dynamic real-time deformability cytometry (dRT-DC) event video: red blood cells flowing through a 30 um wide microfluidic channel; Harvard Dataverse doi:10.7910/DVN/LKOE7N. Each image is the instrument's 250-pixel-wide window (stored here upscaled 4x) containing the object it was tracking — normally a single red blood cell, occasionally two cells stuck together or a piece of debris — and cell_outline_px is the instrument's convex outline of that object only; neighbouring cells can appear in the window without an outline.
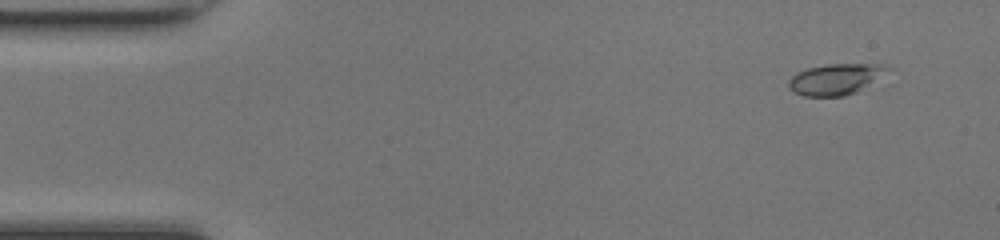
{"species": "common noctule bat (a hibernating species)", "species_latin": "Nyctalus noctula", "temperature_condition": "room temperature", "stored_images_in_passage": 46, "camera_frame_rate_fps": 3000, "um_per_image_px": 0.085, "animal": {"sex": "female", "body_mass_g": 17.0, "forearm_length_mm": 48.0}, "frame": {"image": 1, "passage_image": 1, "time_ms": 0.0, "image_size_px": [1000, 240], "cell_outline_px": [[900, 68], [892, 84], [844, 96], [804, 96], [792, 92], [788, 88], [788, 80], [796, 72], [808, 68], [828, 64], [884, 64]], "centroid_in_image_um": [71.52, 6.74], "position_along_channel_um": 13.5, "area_um2": 20.58}}
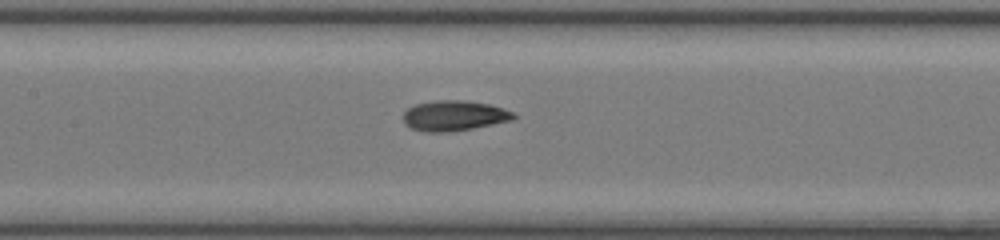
{"frame": {"image": 2, "passage_image": 20, "time_ms": 6.333, "image_size_px": [1000, 240], "cell_outline_px": [[516, 116], [512, 120], [472, 128], [448, 132], [424, 132], [412, 128], [404, 124], [404, 112], [408, 108], [416, 104], [436, 100], [460, 100], [488, 104], [512, 112]], "centroid_in_image_um": [38.55, 9.84], "position_along_channel_um": 168.8, "area_um2": 19.19}}
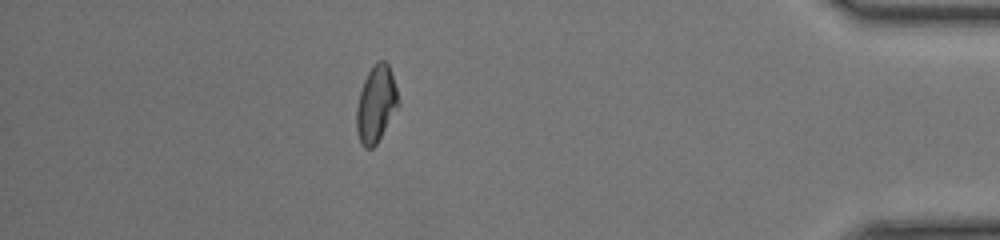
{"frame": {"image": 3, "passage_image": 40, "time_ms": 13.0, "image_size_px": [1000, 240], "cell_outline_px": [[400, 108], [376, 144], [372, 148], [364, 148], [360, 144], [356, 132], [356, 108], [360, 92], [364, 80], [372, 64], [376, 60], [384, 60], [388, 64], [396, 88], [400, 104]], "centroid_in_image_um": [31.97, 8.87], "position_along_channel_um": 403.2, "area_um2": 19.07}, "authors_computed_cell_mechanics": {"area_um2": 18.6116, "velocity_mm_per_s": 4.259, "shape_relaxation_time_tau1_ms": 2.9916, "shape_relaxation_time_tau2_ms": 1.8754, "deformation_change_tau1": 0.1177, "deformation_change_tau2": 0.0755}}